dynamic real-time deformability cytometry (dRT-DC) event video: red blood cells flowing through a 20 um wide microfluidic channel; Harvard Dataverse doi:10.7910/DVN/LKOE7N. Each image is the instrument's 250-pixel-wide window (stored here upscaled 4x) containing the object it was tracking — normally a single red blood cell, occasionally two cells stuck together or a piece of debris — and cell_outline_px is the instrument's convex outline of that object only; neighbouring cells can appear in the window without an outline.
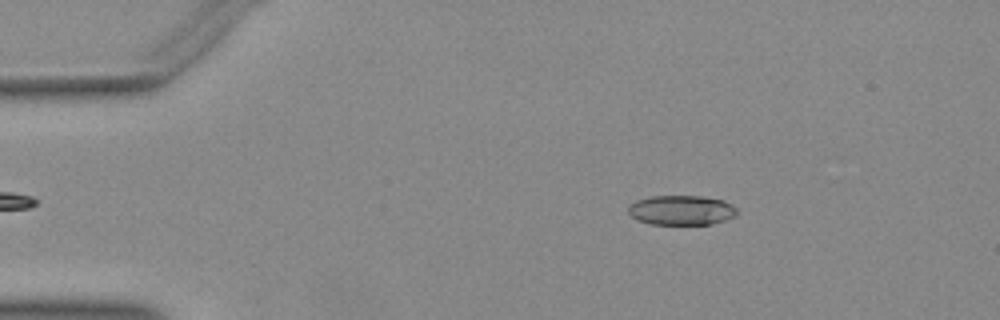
{"species": "Egyptian fruit bat (a non-hibernating species)", "species_latin": "Rousettus aegyptiacus", "temperature_condition": "warm", "stored_images_in_passage": 47, "camera_frame_rate_fps": 3000, "um_per_image_px": 0.085, "animal": {"sex": "female"}, "frame": {"image": 1, "passage_image": 4, "time_ms": 1.0, "image_size_px": [1000, 320], "cell_outline_px": [[736, 216], [712, 224], [652, 224], [640, 220], [632, 216], [628, 212], [628, 208], [636, 200], [652, 196], [704, 196], [724, 200], [732, 204], [736, 208]], "centroid_in_image_um": [57.96, 17.85], "position_along_channel_um": 27.0, "area_um2": 18.73}}
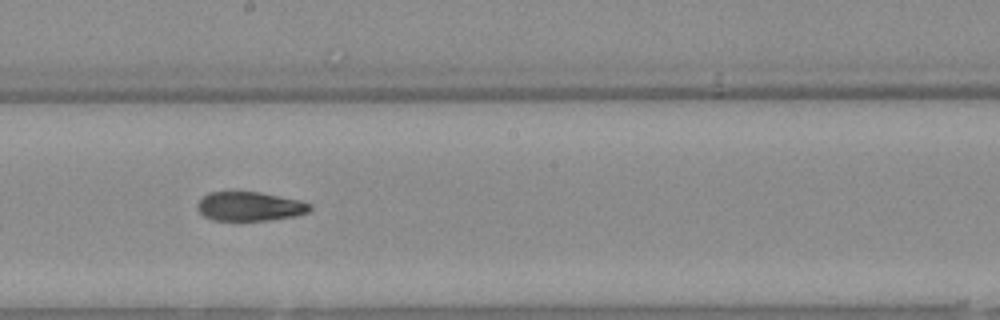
{"frame": {"image": 2, "passage_image": 24, "time_ms": 7.667, "image_size_px": [1000, 320], "cell_outline_px": [[312, 208], [308, 212], [296, 216], [268, 220], [212, 220], [204, 216], [200, 212], [200, 200], [204, 196], [212, 192], [260, 192], [300, 200], [312, 204]], "centroid_in_image_um": [21.3, 17.54], "position_along_channel_um": 226.9, "area_um2": 18.84}}
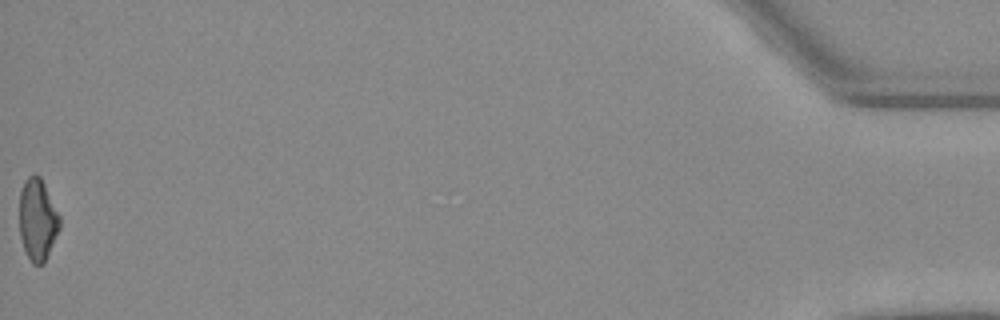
{"frame": {"image": 3, "passage_image": 47, "time_ms": 15.333, "image_size_px": [1000, 320], "cell_outline_px": [[60, 228], [44, 264], [32, 264], [24, 248], [20, 236], [20, 192], [24, 180], [28, 176], [36, 172], [40, 176], [60, 216]], "centroid_in_image_um": [3.2, 18.65], "position_along_channel_um": 432.0, "area_um2": 19.19}}